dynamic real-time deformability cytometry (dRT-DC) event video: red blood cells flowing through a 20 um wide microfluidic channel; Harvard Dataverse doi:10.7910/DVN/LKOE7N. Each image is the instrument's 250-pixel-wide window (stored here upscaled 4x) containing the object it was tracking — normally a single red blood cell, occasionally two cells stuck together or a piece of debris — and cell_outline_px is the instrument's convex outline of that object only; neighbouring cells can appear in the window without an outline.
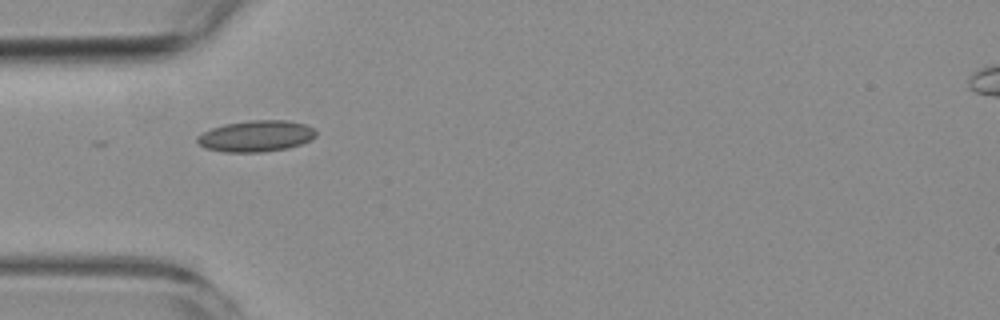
{"species": "common noctule bat (a hibernating species)", "species_latin": "Nyctalus noctula", "temperature_condition": "room temperature", "stored_images_in_passage": 2, "camera_frame_rate_fps": 3000, "um_per_image_px": 0.085, "animal": {"sex": "female", "body_mass_g": 19.3, "forearm_length_mm": 54.1}, "frame": {"image": 1, "passage_image": 1, "time_ms": 0.0, "image_size_px": [1000, 320], "cell_outline_px": [[316, 136], [300, 144], [288, 148], [260, 152], [224, 152], [204, 148], [196, 140], [196, 136], [212, 128], [224, 124], [252, 120], [288, 120], [304, 124], [316, 128]], "centroid_in_image_um": [21.76, 11.56], "position_along_channel_um": 63.2, "area_um2": 21.62}}
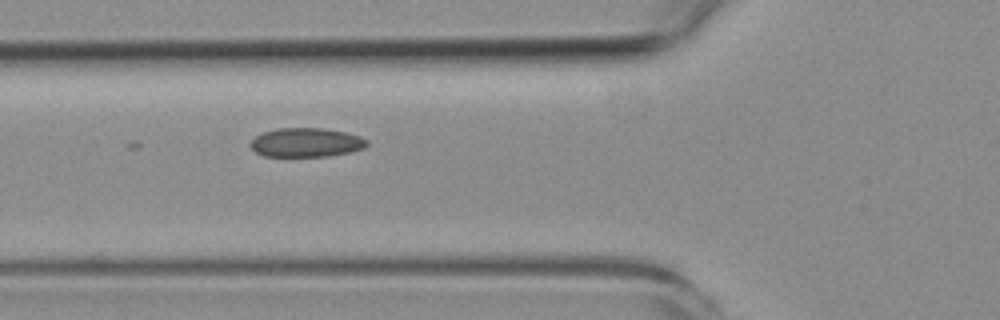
{"frame": {"image": 2, "passage_image": 2, "time_ms": 1.0, "image_size_px": [1000, 320], "cell_outline_px": [[368, 144], [364, 148], [348, 152], [328, 156], [264, 156], [256, 152], [248, 144], [256, 136], [264, 132], [276, 128], [324, 128], [344, 132], [360, 136], [368, 140]], "centroid_in_image_um": [26.02, 12.1], "position_along_channel_um": 99.8, "area_um2": 19.65}}